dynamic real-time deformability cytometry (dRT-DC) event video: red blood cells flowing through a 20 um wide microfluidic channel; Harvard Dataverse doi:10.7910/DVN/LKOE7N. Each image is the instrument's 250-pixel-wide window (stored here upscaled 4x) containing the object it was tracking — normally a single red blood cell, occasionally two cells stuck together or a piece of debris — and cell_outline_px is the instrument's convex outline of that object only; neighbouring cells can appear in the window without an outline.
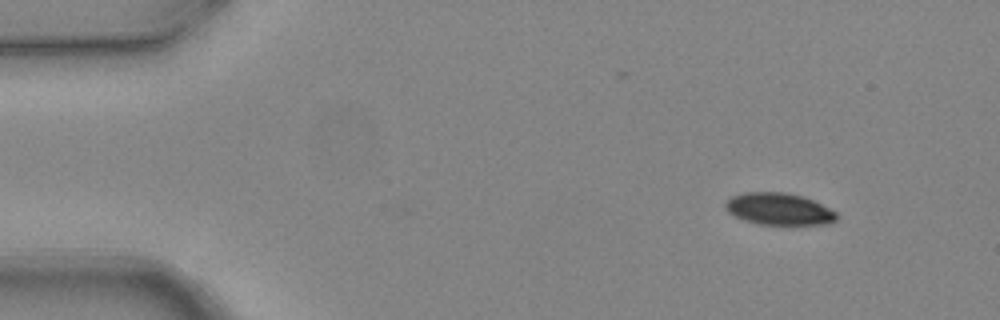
{"species": "common noctule bat (a hibernating species)", "species_latin": "Nyctalus noctula", "temperature_condition": "warm", "stored_images_in_passage": 4, "camera_frame_rate_fps": 3000, "um_per_image_px": 0.085, "animal": {"sex": "female", "body_mass_g": 24.6, "forearm_length_mm": 56.2}, "frame": {"image": 1, "passage_image": 1, "time_ms": 0.0, "image_size_px": [1000, 320], "cell_outline_px": [[836, 220], [828, 224], [756, 224], [744, 220], [728, 212], [724, 208], [724, 204], [732, 196], [744, 192], [784, 192], [804, 196], [836, 212]], "centroid_in_image_um": [66.17, 17.76], "position_along_channel_um": 18.8, "area_um2": 20.58}}
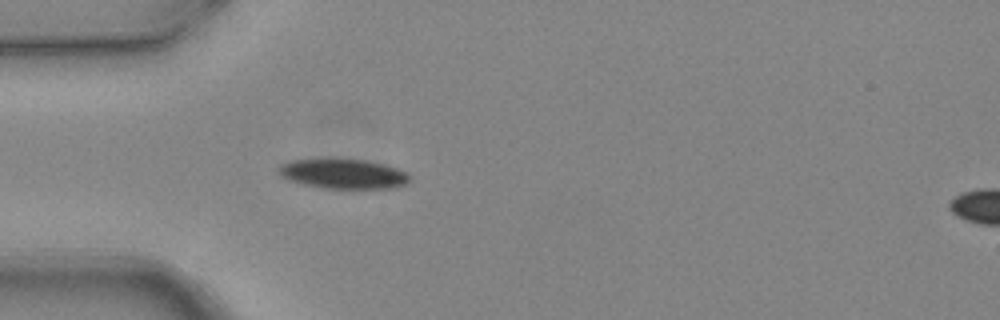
{"frame": {"image": 2, "passage_image": 4, "time_ms": 1.0, "image_size_px": [1000, 320], "cell_outline_px": [[408, 180], [404, 184], [388, 188], [320, 188], [300, 184], [288, 180], [280, 172], [280, 164], [288, 160], [364, 160], [384, 164], [396, 168], [404, 172], [408, 176]], "centroid_in_image_um": [29.13, 14.79], "position_along_channel_um": 55.9, "area_um2": 22.08}}